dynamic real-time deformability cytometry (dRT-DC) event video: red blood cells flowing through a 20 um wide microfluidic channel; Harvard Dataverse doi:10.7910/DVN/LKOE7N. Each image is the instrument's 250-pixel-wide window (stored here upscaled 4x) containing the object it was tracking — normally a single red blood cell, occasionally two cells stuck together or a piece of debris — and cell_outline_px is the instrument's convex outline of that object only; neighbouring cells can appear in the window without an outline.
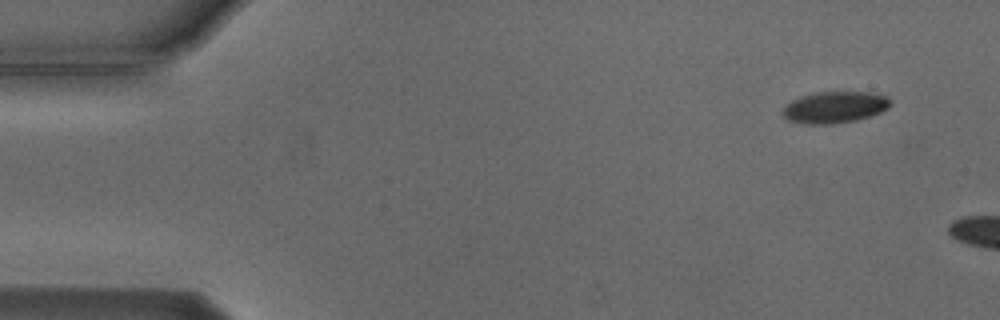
{"species": "Egyptian fruit bat (a non-hibernating species)", "species_latin": "Rousettus aegyptiacus", "temperature_condition": "cold", "stored_images_in_passage": 2, "camera_frame_rate_fps": 3000, "um_per_image_px": 0.085, "animal": {"sex": "male"}, "frame": {"image": 1, "passage_image": 1, "time_ms": 0.0, "image_size_px": [1000, 320], "cell_outline_px": [[892, 104], [888, 108], [880, 112], [856, 120], [832, 124], [808, 124], [788, 120], [784, 116], [784, 108], [792, 100], [800, 96], [812, 92], [868, 92], [888, 96]], "centroid_in_image_um": [70.97, 9.1], "position_along_channel_um": 14.0, "area_um2": 19.71}}